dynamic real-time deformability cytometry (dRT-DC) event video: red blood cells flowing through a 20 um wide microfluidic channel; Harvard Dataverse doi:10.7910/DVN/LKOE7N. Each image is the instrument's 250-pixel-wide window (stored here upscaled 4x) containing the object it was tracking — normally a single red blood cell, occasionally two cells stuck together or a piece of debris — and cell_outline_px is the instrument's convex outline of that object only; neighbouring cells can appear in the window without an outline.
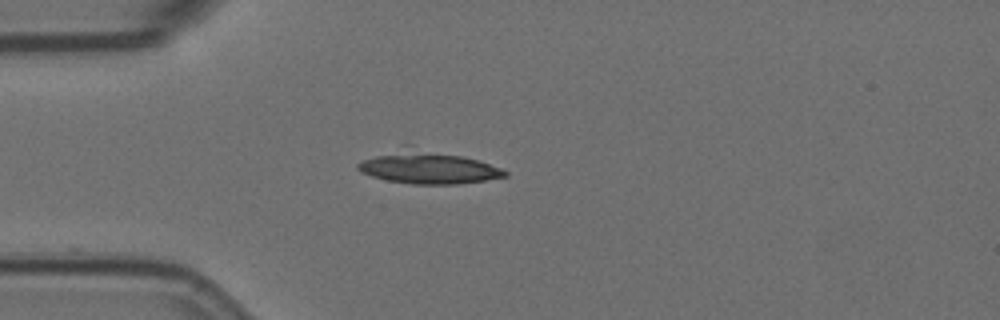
{"species": "Egyptian fruit bat (a non-hibernating species)", "species_latin": "Rousettus aegyptiacus", "temperature_condition": "room temperature", "stored_images_in_passage": 42, "camera_frame_rate_fps": 3000, "um_per_image_px": 0.085, "animal": {"sex": "female"}, "frame": {"image": 1, "passage_image": 1, "time_ms": 0.0, "image_size_px": [1000, 320], "cell_outline_px": [[508, 176], [484, 180], [456, 184], [412, 184], [388, 180], [372, 176], [360, 172], [356, 168], [356, 164], [360, 160], [376, 156], [460, 156], [476, 160], [500, 168], [508, 172]], "centroid_in_image_um": [36.48, 14.41], "position_along_channel_um": 48.5, "area_um2": 24.16}}
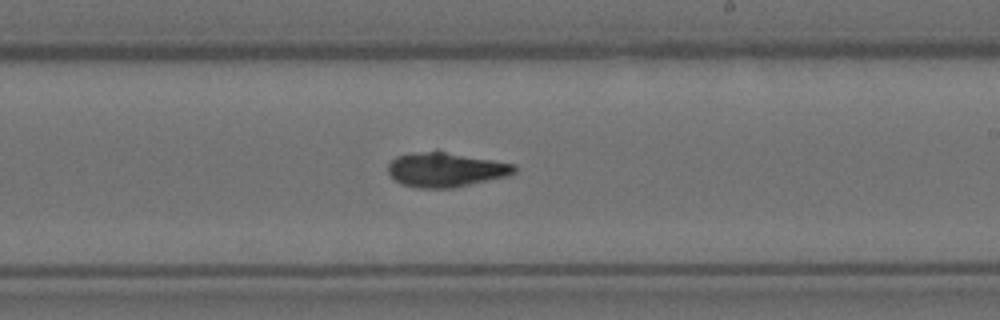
{"frame": {"image": 2, "passage_image": 19, "time_ms": 6.0, "image_size_px": [1000, 320], "cell_outline_px": [[516, 172], [508, 176], [452, 188], [420, 188], [400, 184], [388, 172], [388, 164], [396, 156], [412, 152], [436, 148], [516, 164]], "centroid_in_image_um": [37.9, 14.37], "position_along_channel_um": 251.1, "area_um2": 26.24}}
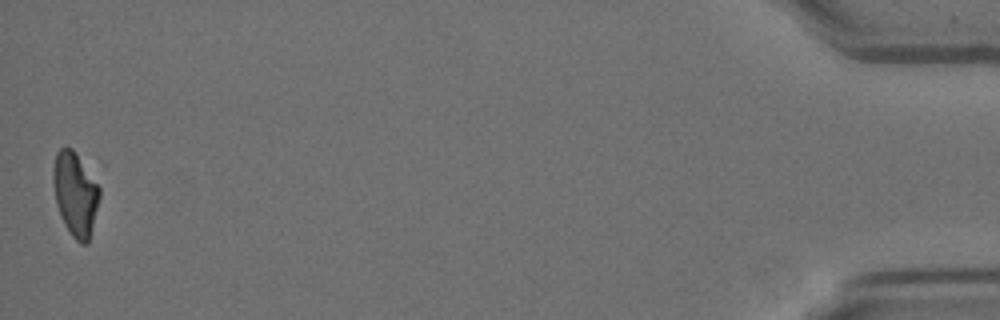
{"frame": {"image": 3, "passage_image": 42, "time_ms": 13.667, "image_size_px": [1000, 320], "cell_outline_px": [[100, 196], [88, 244], [80, 244], [72, 236], [64, 224], [60, 216], [56, 204], [52, 184], [52, 172], [56, 152], [60, 148], [72, 148], [100, 188]], "centroid_in_image_um": [6.37, 16.51], "position_along_channel_um": 428.8, "area_um2": 22.54}}